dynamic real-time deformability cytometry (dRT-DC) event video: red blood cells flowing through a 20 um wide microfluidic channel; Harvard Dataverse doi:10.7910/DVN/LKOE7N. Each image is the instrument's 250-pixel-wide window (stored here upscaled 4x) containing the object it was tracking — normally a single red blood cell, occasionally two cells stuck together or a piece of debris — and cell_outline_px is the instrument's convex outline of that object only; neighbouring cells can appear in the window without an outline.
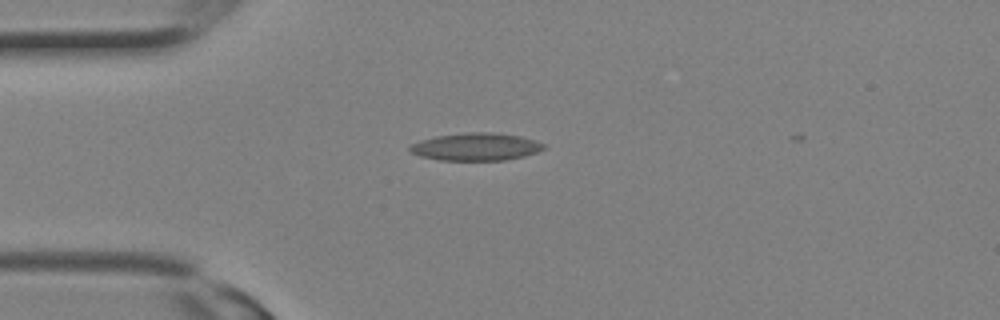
{"species": "Egyptian fruit bat (a non-hibernating species)", "species_latin": "Rousettus aegyptiacus", "temperature_condition": "room temperature", "stored_images_in_passage": 5, "camera_frame_rate_fps": 3000, "um_per_image_px": 0.085, "animal": {"sex": "female"}, "frame": {"image": 1, "passage_image": 2, "time_ms": 0.333, "image_size_px": [1000, 320], "cell_outline_px": [[544, 148], [536, 152], [524, 156], [504, 160], [440, 160], [420, 156], [412, 152], [408, 148], [412, 144], [420, 140], [436, 136], [464, 132], [492, 132], [520, 136], [544, 144]], "centroid_in_image_um": [40.42, 12.47], "position_along_channel_um": 44.6, "area_um2": 21.33}}
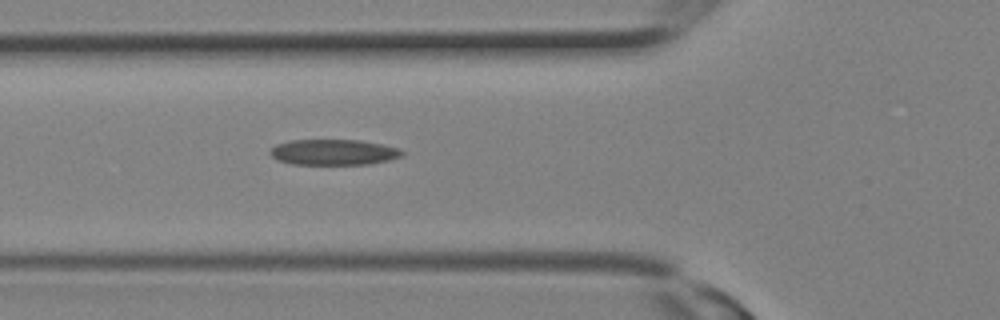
{"frame": {"image": 2, "passage_image": 5, "time_ms": 1.333, "image_size_px": [1000, 320], "cell_outline_px": [[404, 156], [388, 160], [368, 164], [292, 164], [276, 160], [268, 152], [276, 144], [288, 140], [360, 140], [400, 148], [404, 152]], "centroid_in_image_um": [28.34, 12.93], "position_along_channel_um": 97.5, "area_um2": 19.83}}